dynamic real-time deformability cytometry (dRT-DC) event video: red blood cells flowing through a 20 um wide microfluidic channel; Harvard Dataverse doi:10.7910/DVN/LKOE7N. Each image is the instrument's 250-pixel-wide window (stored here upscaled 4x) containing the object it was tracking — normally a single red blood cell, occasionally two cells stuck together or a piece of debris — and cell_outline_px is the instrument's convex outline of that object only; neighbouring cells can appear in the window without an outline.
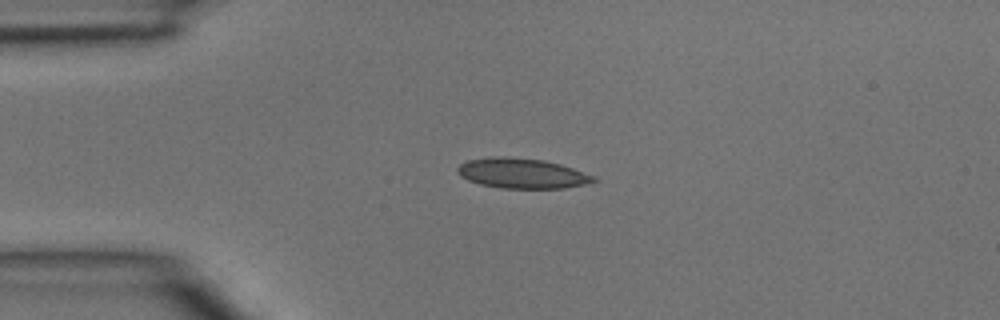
{"species": "common noctule bat (a hibernating species)", "species_latin": "Nyctalus noctula", "temperature_condition": "room temperature", "stored_images_in_passage": 2, "camera_frame_rate_fps": 3000, "um_per_image_px": 0.085, "animal": {"sex": "male", "body_mass_g": 15.6}, "frame": {"image": 1, "passage_image": 2, "time_ms": 0.333, "image_size_px": [1000, 320], "cell_outline_px": [[600, 180], [588, 184], [564, 188], [500, 188], [480, 184], [468, 180], [460, 176], [456, 172], [456, 168], [460, 164], [468, 160], [496, 156], [500, 156], [544, 160], [560, 164], [596, 176]], "centroid_in_image_um": [44.39, 14.74], "position_along_channel_um": 40.6, "area_um2": 23.99}}